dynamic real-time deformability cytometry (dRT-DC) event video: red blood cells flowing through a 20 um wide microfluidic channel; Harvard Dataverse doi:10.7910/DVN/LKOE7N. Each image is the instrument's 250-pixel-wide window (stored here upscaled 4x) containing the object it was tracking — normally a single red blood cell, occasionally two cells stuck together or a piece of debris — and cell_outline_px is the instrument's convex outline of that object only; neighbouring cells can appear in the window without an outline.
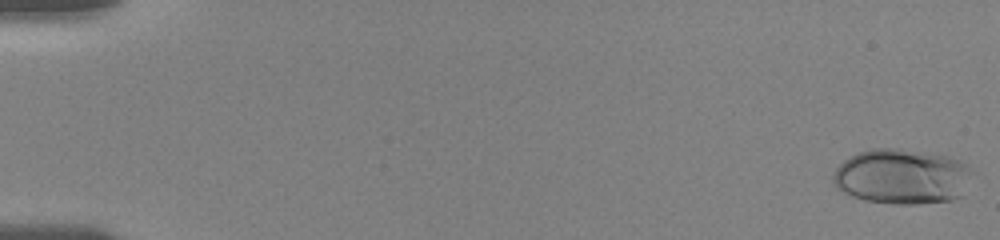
{"species": "human", "species_latin": "Homo sapiens", "temperature_condition": "room temperature", "stored_images_in_passage": 29, "camera_frame_rate_fps": 3000, "um_per_image_px": 0.085, "donor": {"sex": "female"}, "frame": {"image": 1, "passage_image": 1, "time_ms": 0.0, "image_size_px": [1000, 240], "cell_outline_px": [[972, 172], [960, 196], [952, 200], [916, 204], [896, 204], [864, 200], [852, 196], [836, 188], [832, 180], [832, 176], [836, 168], [844, 160], [856, 152], [872, 148], [892, 148], [948, 156], [964, 164]], "centroid_in_image_um": [76.59, 15.01], "position_along_channel_um": 8.4, "area_um2": 44.39}}
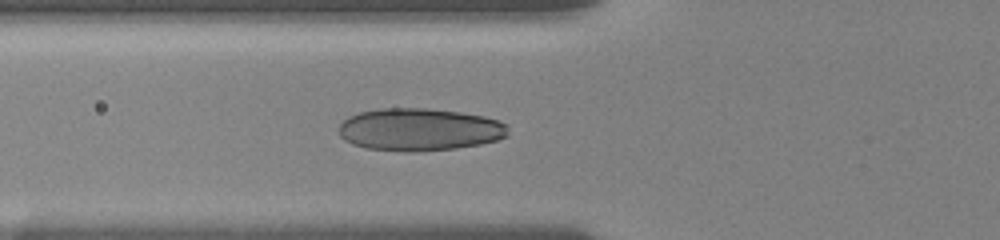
{"frame": {"image": 2, "passage_image": 20, "time_ms": 6.667, "image_size_px": [1000, 240], "cell_outline_px": [[508, 136], [496, 140], [480, 144], [456, 148], [408, 152], [404, 152], [368, 148], [352, 144], [344, 140], [340, 136], [340, 124], [348, 116], [360, 112], [380, 108], [424, 108], [460, 112], [484, 116], [508, 124]], "centroid_in_image_um": [35.66, 11.01], "position_along_channel_um": 90.1, "area_um2": 41.96}}
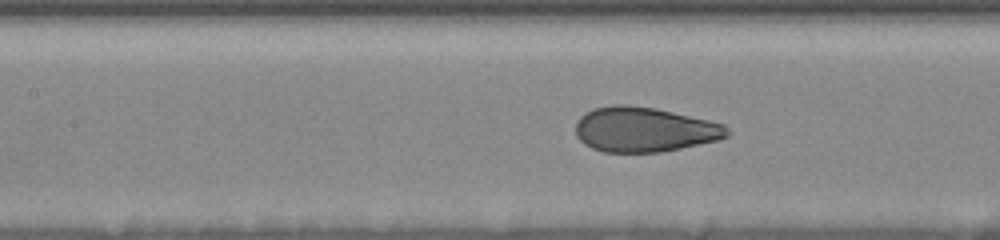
{"frame": {"image": 3, "passage_image": 26, "time_ms": 8.333, "image_size_px": [1000, 240], "cell_outline_px": [[732, 132], [728, 136], [716, 140], [680, 148], [660, 152], [604, 152], [592, 148], [584, 144], [576, 136], [576, 124], [580, 116], [584, 112], [592, 108], [612, 104], [628, 104], [656, 108], [708, 120], [724, 124]], "centroid_in_image_um": [54.73, 10.99], "position_along_channel_um": 152.7, "area_um2": 39.77}}